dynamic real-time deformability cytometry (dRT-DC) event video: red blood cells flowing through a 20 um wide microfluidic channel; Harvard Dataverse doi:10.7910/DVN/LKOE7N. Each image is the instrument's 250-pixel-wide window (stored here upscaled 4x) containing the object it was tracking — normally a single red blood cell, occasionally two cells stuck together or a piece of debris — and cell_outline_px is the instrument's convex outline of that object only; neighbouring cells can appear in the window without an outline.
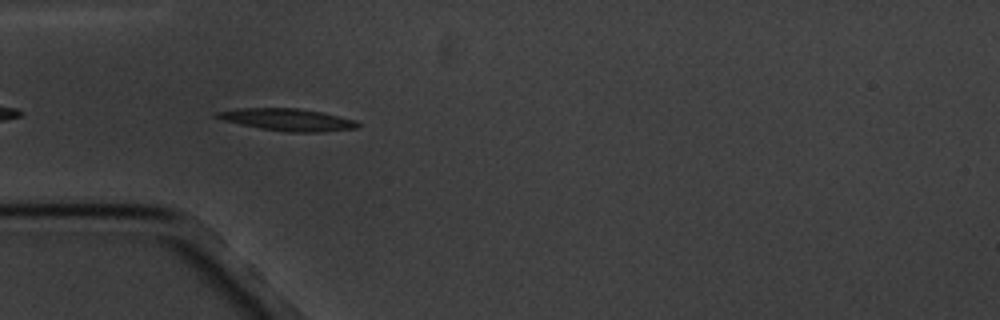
{"species": "common noctule bat (a hibernating species)", "species_latin": "Nyctalus noctula", "temperature_condition": "cold", "stored_images_in_passage": 5, "camera_frame_rate_fps": 3000, "um_per_image_px": 0.085, "animal": {"sex": "male", "body_mass_g": 20.1, "forearm_length_mm": 53.5}, "frame": {"image": 1, "passage_image": 4, "time_ms": 3.333, "image_size_px": [1000, 320], "cell_outline_px": [[360, 124], [356, 128], [320, 132], [288, 132], [260, 128], [240, 124], [224, 120], [212, 116], [216, 112], [236, 108], [296, 108], [320, 112], [356, 120]], "centroid_in_image_um": [24.41, 10.17], "position_along_channel_um": 60.6, "area_um2": 18.03}}
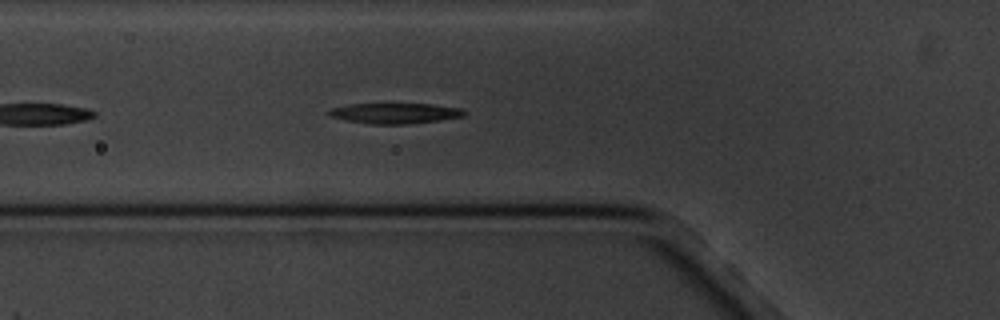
{"frame": {"image": 2, "passage_image": 5, "time_ms": 4.333, "image_size_px": [1000, 320], "cell_outline_px": [[468, 112], [464, 116], [440, 120], [408, 124], [372, 124], [348, 120], [328, 116], [324, 112], [332, 108], [348, 104], [432, 104], [464, 108]], "centroid_in_image_um": [33.6, 9.62], "position_along_channel_um": 92.2, "area_um2": 16.3}}